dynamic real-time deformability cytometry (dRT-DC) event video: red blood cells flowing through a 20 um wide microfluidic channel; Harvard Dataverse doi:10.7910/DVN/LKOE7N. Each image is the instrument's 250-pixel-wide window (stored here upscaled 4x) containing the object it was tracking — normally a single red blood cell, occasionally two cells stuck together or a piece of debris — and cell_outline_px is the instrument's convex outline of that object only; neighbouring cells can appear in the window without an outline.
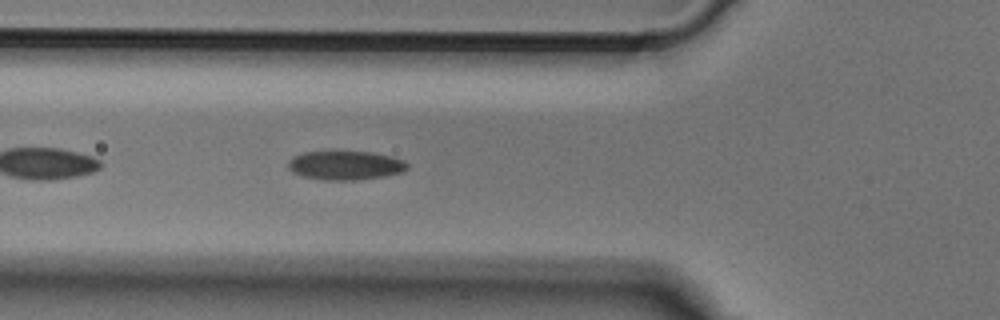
{"species": "Egyptian fruit bat (a non-hibernating species)", "species_latin": "Rousettus aegyptiacus", "temperature_condition": "cold", "stored_images_in_passage": 36, "camera_frame_rate_fps": 3000, "um_per_image_px": 0.085, "animal": {"sex": "male"}, "frame": {"image": 1, "passage_image": 4, "time_ms": 1.0, "image_size_px": [1000, 320], "cell_outline_px": [[408, 168], [404, 172], [384, 176], [360, 180], [324, 180], [304, 176], [292, 172], [288, 168], [288, 160], [292, 156], [304, 152], [372, 152], [392, 156], [404, 160], [408, 164]], "centroid_in_image_um": [29.38, 14.06], "position_along_channel_um": 96.4, "area_um2": 20.23}}
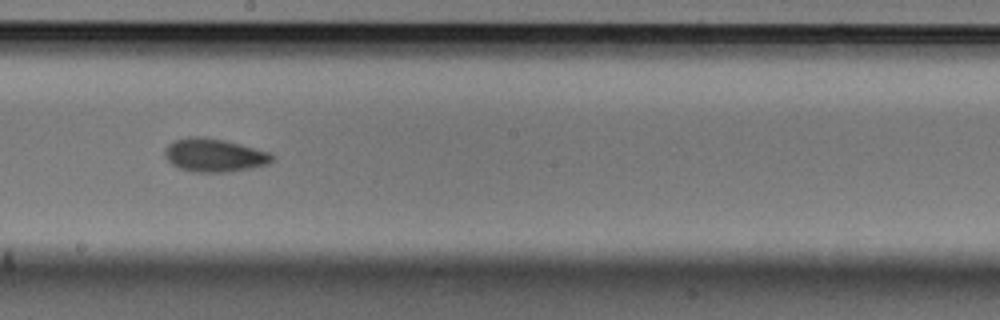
{"frame": {"image": 2, "passage_image": 14, "time_ms": 4.333, "image_size_px": [1000, 320], "cell_outline_px": [[276, 156], [268, 164], [252, 168], [228, 172], [192, 172], [180, 168], [172, 164], [164, 156], [164, 148], [168, 144], [176, 140], [188, 136], [204, 136], [224, 140], [240, 144], [268, 152]], "centroid_in_image_um": [18.19, 13.19], "position_along_channel_um": 230.0, "area_um2": 20.92}}
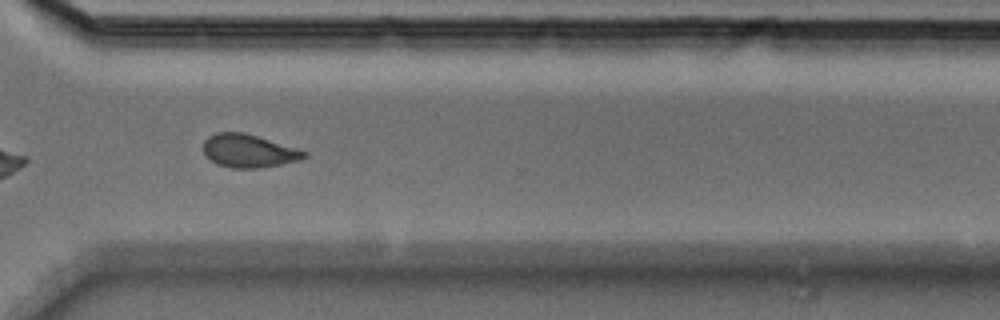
{"frame": {"image": 3, "passage_image": 23, "time_ms": 7.333, "image_size_px": [1000, 320], "cell_outline_px": [[308, 156], [300, 160], [260, 168], [232, 168], [216, 164], [204, 156], [204, 140], [208, 136], [216, 132], [244, 132], [296, 148], [308, 152]], "centroid_in_image_um": [21.11, 12.83], "position_along_channel_um": 349.5, "area_um2": 19.54}}